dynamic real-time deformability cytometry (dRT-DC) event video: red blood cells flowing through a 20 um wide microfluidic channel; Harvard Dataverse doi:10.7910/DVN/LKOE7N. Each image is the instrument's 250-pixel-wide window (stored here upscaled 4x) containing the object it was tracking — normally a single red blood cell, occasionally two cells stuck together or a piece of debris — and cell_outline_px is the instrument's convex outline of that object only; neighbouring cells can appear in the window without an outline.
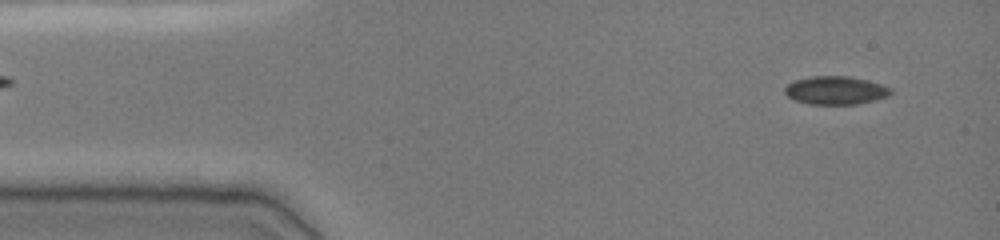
{"species": "common noctule bat (a hibernating species)", "species_latin": "Nyctalus noctula", "temperature_condition": "cold", "stored_images_in_passage": 48, "camera_frame_rate_fps": 3000, "um_per_image_px": 0.085, "animal": {"sex": "female", "body_mass_g": 19.0, "forearm_length_mm": 51.5}, "frame": {"image": 1, "passage_image": 3, "time_ms": 0.667, "image_size_px": [1000, 240], "cell_outline_px": [[892, 92], [888, 96], [856, 104], [808, 104], [796, 100], [788, 96], [784, 92], [784, 88], [788, 84], [796, 80], [812, 76], [848, 76], [868, 80], [892, 88]], "centroid_in_image_um": [71.02, 7.67], "position_along_channel_um": 14.0, "area_um2": 17.28}}
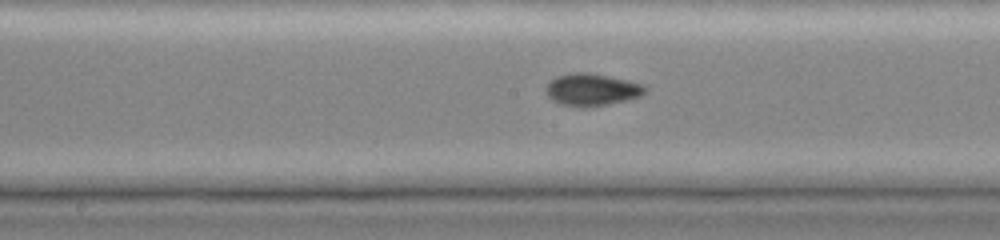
{"frame": {"image": 2, "passage_image": 24, "time_ms": 7.667, "image_size_px": [1000, 240], "cell_outline_px": [[648, 88], [640, 96], [628, 100], [608, 104], [584, 108], [560, 104], [552, 100], [548, 96], [544, 88], [556, 76], [572, 72], [588, 72], [628, 80], [644, 84]], "centroid_in_image_um": [50.3, 7.62], "position_along_channel_um": 197.9, "area_um2": 18.79}}
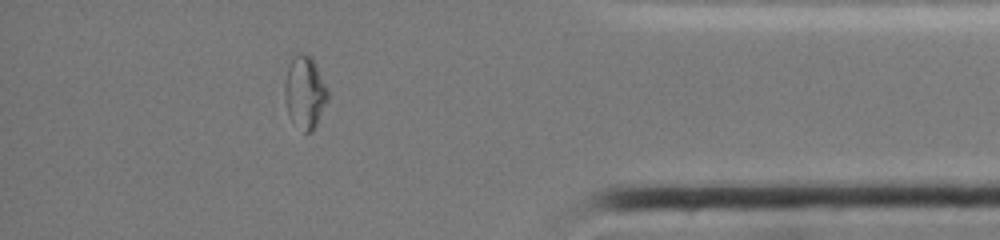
{"frame": {"image": 3, "passage_image": 42, "time_ms": 13.667, "image_size_px": [1000, 240], "cell_outline_px": [[328, 100], [312, 132], [304, 132], [288, 116], [284, 92], [284, 84], [288, 68], [292, 60], [300, 52], [304, 52], [312, 56], [328, 92]], "centroid_in_image_um": [25.91, 7.84], "position_along_channel_um": 409.3, "area_um2": 17.92}, "authors_computed_cell_mechanics": {"area_um2": 17.6868, "velocity_mm_per_s": 3.8628, "shape_relaxation_time_tau1_ms": null, "shape_relaxation_time_tau2_ms": 2.1974, "deformation_change_tau1": null, "deformation_change_tau2": 0.0431}}